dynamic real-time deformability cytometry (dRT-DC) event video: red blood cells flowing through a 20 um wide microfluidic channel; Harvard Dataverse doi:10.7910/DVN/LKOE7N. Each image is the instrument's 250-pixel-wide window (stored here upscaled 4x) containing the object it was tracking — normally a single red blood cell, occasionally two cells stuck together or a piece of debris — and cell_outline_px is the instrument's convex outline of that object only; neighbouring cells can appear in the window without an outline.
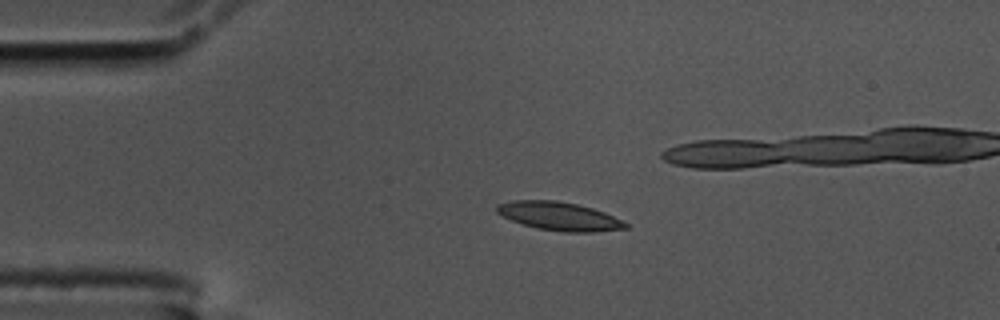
{"species": "common noctule bat (a hibernating species)", "species_latin": "Nyctalus noctula", "temperature_condition": "cold", "stored_images_in_passage": 11, "camera_frame_rate_fps": 3000, "um_per_image_px": 0.085, "animal": {"sex": "male", "body_mass_g": 17.5, "forearm_length_mm": 52.3}, "frame": {"image": 1, "passage_image": 4, "time_ms": 1.0, "image_size_px": [1000, 320], "cell_outline_px": [[628, 228], [596, 232], [564, 232], [536, 228], [512, 220], [496, 212], [496, 204], [512, 200], [556, 200], [576, 204], [592, 208], [604, 212], [628, 224]], "centroid_in_image_um": [47.52, 18.37], "position_along_channel_um": 37.5, "area_um2": 21.21}}